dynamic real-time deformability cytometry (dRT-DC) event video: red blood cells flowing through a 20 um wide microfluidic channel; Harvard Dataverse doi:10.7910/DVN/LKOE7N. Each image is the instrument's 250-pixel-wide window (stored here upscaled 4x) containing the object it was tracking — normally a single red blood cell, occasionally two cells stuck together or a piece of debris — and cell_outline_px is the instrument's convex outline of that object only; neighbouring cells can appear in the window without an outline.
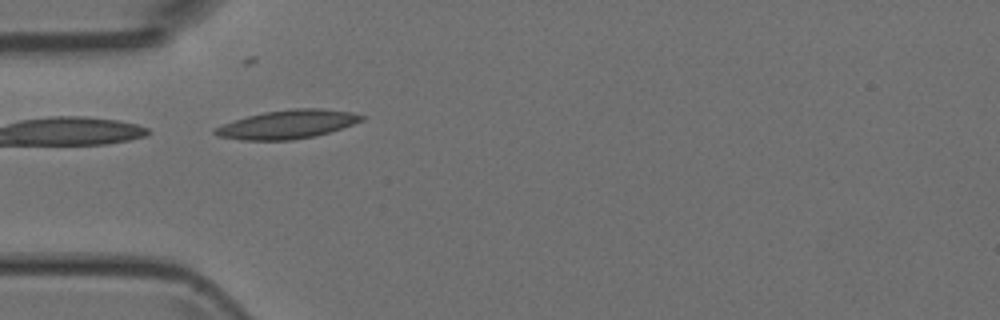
{"species": "Egyptian fruit bat (a non-hibernating species)", "species_latin": "Rousettus aegyptiacus", "temperature_condition": "room temperature", "stored_images_in_passage": 7, "camera_frame_rate_fps": 3000, "um_per_image_px": 0.085, "animal": {"sex": "female"}, "frame": {"image": 1, "passage_image": 2, "time_ms": 2.0, "image_size_px": [1000, 320], "cell_outline_px": [[368, 116], [364, 120], [316, 136], [292, 140], [244, 140], [216, 136], [212, 132], [216, 128], [224, 124], [248, 116], [264, 112], [292, 108], [320, 108], [352, 112]], "centroid_in_image_um": [24.47, 10.56], "position_along_channel_um": 60.5, "area_um2": 24.33}}
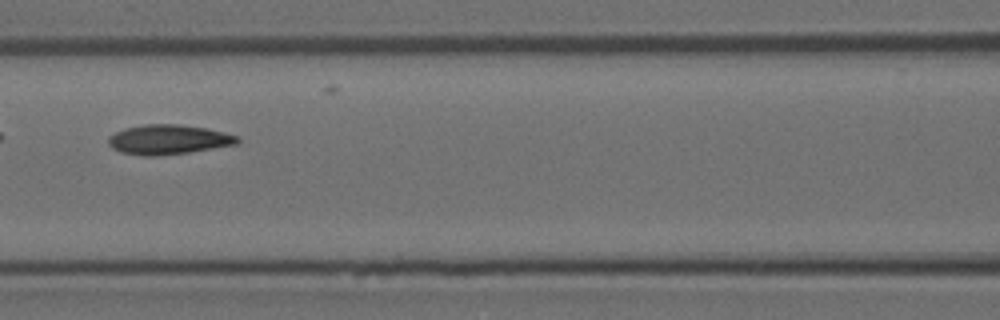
{"frame": {"image": 2, "passage_image": 4, "time_ms": 4.333, "image_size_px": [1000, 320], "cell_outline_px": [[240, 144], [188, 152], [152, 156], [140, 156], [120, 152], [112, 148], [108, 144], [108, 136], [124, 128], [144, 124], [180, 124], [204, 128], [224, 132], [240, 136]], "centroid_in_image_um": [14.32, 11.86], "position_along_channel_um": 152.3, "area_um2": 22.48}}
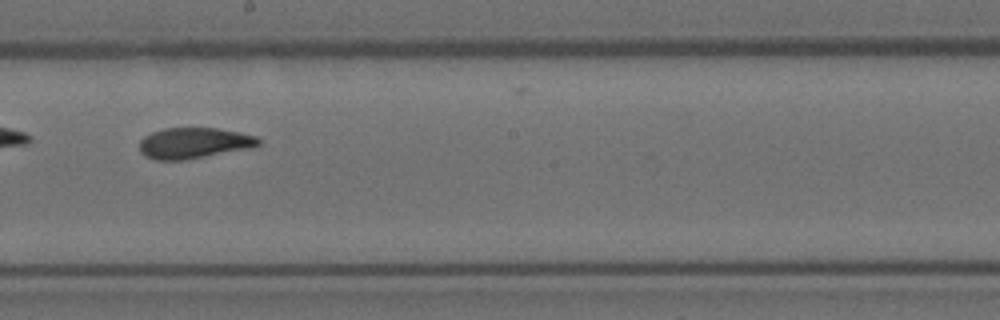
{"frame": {"image": 3, "passage_image": 6, "time_ms": 6.333, "image_size_px": [1000, 320], "cell_outline_px": [[260, 144], [252, 148], [184, 160], [156, 160], [144, 156], [140, 152], [140, 140], [144, 136], [152, 132], [164, 128], [216, 128], [240, 132], [256, 136], [260, 140]], "centroid_in_image_um": [16.48, 12.16], "position_along_channel_um": 231.7, "area_um2": 21.5}}